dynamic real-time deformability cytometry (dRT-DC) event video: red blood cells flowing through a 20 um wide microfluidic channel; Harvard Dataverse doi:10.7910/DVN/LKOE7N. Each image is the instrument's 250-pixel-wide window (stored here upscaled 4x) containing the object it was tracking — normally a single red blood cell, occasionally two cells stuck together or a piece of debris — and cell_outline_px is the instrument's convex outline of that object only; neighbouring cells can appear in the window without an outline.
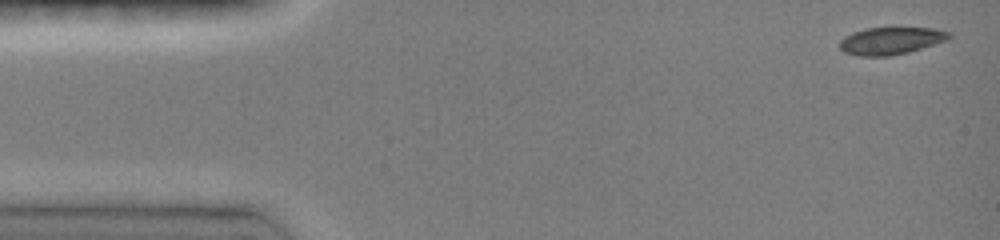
{"species": "common noctule bat (a hibernating species)", "species_latin": "Nyctalus noctula", "temperature_condition": "room temperature", "stored_images_in_passage": 30, "camera_frame_rate_fps": 3000, "um_per_image_px": 0.085, "animal": {"sex": "female", "body_mass_g": 19.0, "forearm_length_mm": 51.5}, "frame": {"image": 1, "passage_image": 1, "time_ms": 0.0, "image_size_px": [1000, 240], "cell_outline_px": [[952, 36], [948, 40], [908, 52], [888, 56], [860, 56], [844, 52], [840, 48], [840, 40], [844, 36], [852, 32], [868, 28], [892, 24], [936, 28], [952, 32]], "centroid_in_image_um": [75.79, 3.39], "position_along_channel_um": 9.2, "area_um2": 18.44}}
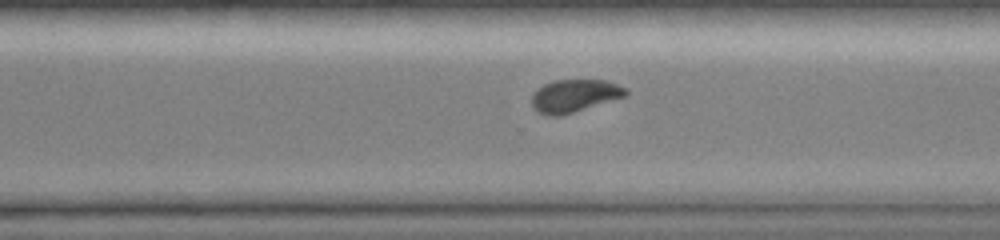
{"frame": {"image": 2, "passage_image": 22, "time_ms": 10.333, "image_size_px": [1000, 240], "cell_outline_px": [[628, 92], [624, 96], [560, 116], [548, 116], [532, 108], [532, 92], [544, 84], [552, 80], [604, 80], [628, 88]], "centroid_in_image_um": [48.78, 8.13], "position_along_channel_um": 321.8, "area_um2": 17.74}}
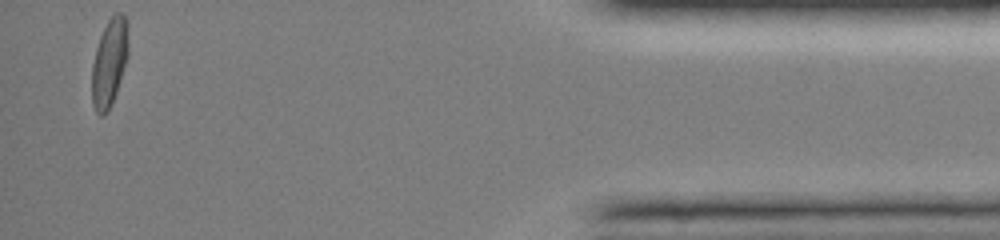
{"frame": {"image": 3, "passage_image": 30, "time_ms": 14.333, "image_size_px": [1000, 240], "cell_outline_px": [[128, 56], [116, 92], [108, 112], [104, 116], [100, 116], [96, 112], [92, 104], [92, 64], [96, 48], [100, 36], [108, 20], [116, 12], [124, 12], [128, 20]], "centroid_in_image_um": [9.31, 5.29], "position_along_channel_um": 425.9, "area_um2": 18.84}, "authors_computed_cell_mechanics": {"area_um2": 18.4382, "velocity_mm_per_s": 4.1017, "shape_relaxation_time_tau1_ms": 4.0198, "shape_relaxation_time_tau2_ms": 3.3668, "deformation_change_tau1": 0.1184, "deformation_change_tau2": 0.0421}}